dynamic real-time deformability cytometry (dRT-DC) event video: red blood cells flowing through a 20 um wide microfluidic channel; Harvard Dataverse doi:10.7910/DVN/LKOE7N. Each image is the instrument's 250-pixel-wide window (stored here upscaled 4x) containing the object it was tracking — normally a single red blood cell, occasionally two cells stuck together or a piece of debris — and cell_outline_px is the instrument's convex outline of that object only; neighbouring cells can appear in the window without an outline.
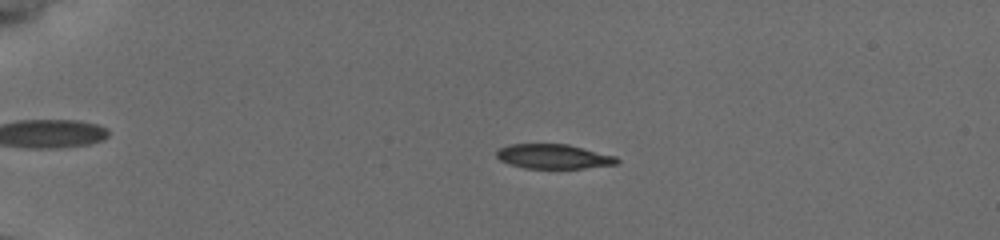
{"species": "common noctule bat (a hibernating species)", "species_latin": "Nyctalus noctula", "temperature_condition": "cold", "stored_images_in_passage": 55, "camera_frame_rate_fps": 3000, "um_per_image_px": 0.085, "animal": {"sex": "female", "body_mass_g": 19.5, "forearm_length_mm": 54.1}, "frame": {"image": 1, "passage_image": 13, "time_ms": 4.0, "image_size_px": [1000, 240], "cell_outline_px": [[620, 164], [584, 168], [524, 168], [508, 164], [500, 160], [496, 156], [496, 148], [508, 144], [568, 144], [616, 156], [620, 160]], "centroid_in_image_um": [47.04, 13.3], "position_along_channel_um": 38.0, "area_um2": 17.46}}
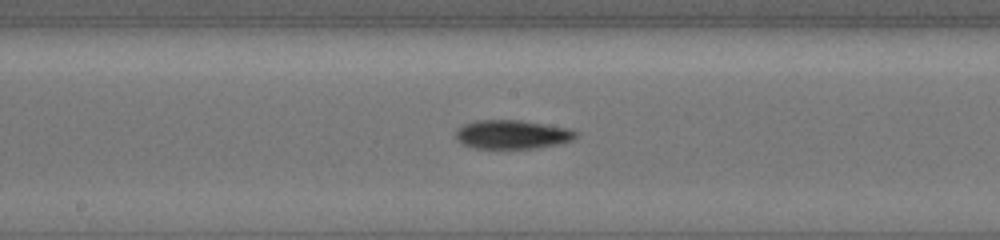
{"frame": {"image": 2, "passage_image": 31, "time_ms": 10.0, "image_size_px": [1000, 240], "cell_outline_px": [[576, 136], [572, 140], [560, 144], [536, 148], [472, 148], [456, 140], [456, 132], [464, 124], [480, 120], [520, 120], [568, 128], [576, 132]], "centroid_in_image_um": [43.54, 11.43], "position_along_channel_um": 204.7, "area_um2": 20.0}}
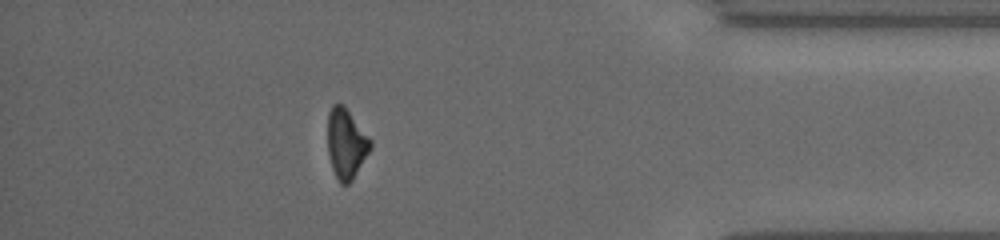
{"frame": {"image": 3, "passage_image": 49, "time_ms": 16.0, "image_size_px": [1000, 240], "cell_outline_px": [[372, 148], [352, 180], [348, 184], [340, 184], [332, 168], [328, 152], [328, 112], [332, 104], [344, 104], [372, 140]], "centroid_in_image_um": [29.44, 12.18], "position_along_channel_um": 405.8, "area_um2": 17.57}, "authors_computed_cell_mechanics": {"area_um2": 18.1492, "velocity_mm_per_s": 3.8481, "shape_relaxation_time_tau1_ms": 3.9174, "shape_relaxation_time_tau2_ms": null, "deformation_change_tau1": 0.1268, "deformation_change_tau2": null}}